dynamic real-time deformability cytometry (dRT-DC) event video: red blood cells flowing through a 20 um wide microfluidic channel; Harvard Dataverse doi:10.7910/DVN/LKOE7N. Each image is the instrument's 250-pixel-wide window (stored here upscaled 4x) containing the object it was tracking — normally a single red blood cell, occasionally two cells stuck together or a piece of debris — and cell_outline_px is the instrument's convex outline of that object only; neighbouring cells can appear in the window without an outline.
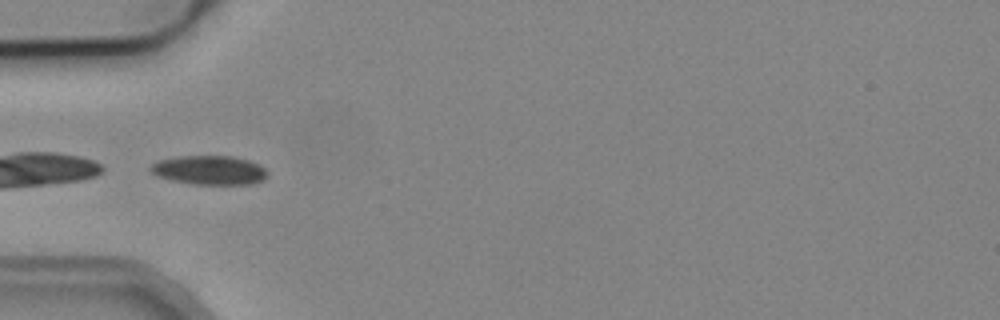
{"species": "common noctule bat (a hibernating species)", "species_latin": "Nyctalus noctula", "temperature_condition": "cold", "stored_images_in_passage": 4, "camera_frame_rate_fps": 3000, "um_per_image_px": 0.085, "animal": {"sex": "male", "body_mass_g": 19.2, "forearm_length_mm": 51.8}, "frame": {"image": 1, "passage_image": 2, "time_ms": 1.0, "image_size_px": [1000, 320], "cell_outline_px": [[268, 176], [264, 180], [252, 184], [192, 184], [172, 180], [156, 176], [148, 168], [152, 164], [160, 160], [180, 156], [232, 156], [248, 160], [260, 164], [268, 172]], "centroid_in_image_um": [17.83, 14.46], "position_along_channel_um": 67.2, "area_um2": 19.88}}